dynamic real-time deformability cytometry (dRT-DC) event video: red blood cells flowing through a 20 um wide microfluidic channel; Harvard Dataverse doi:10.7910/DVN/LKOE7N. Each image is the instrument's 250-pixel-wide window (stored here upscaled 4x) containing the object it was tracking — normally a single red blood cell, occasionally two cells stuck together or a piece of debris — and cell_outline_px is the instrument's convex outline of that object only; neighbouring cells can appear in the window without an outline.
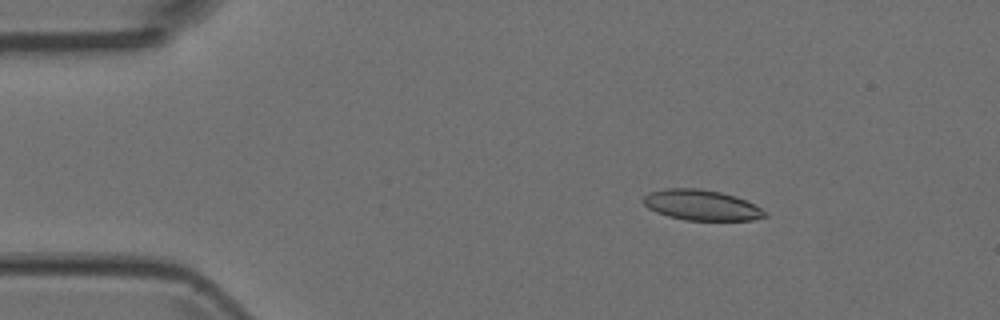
{"species": "Egyptian fruit bat (a non-hibernating species)", "species_latin": "Rousettus aegyptiacus", "temperature_condition": "room temperature", "stored_images_in_passage": 5, "camera_frame_rate_fps": 3000, "um_per_image_px": 0.085, "animal": {"sex": "female"}, "frame": {"image": 1, "passage_image": 3, "time_ms": 0.667, "image_size_px": [1000, 320], "cell_outline_px": [[768, 216], [752, 220], [684, 220], [668, 216], [656, 212], [648, 208], [644, 204], [644, 196], [648, 192], [664, 188], [700, 188], [720, 192], [736, 196], [768, 212]], "centroid_in_image_um": [59.61, 17.43], "position_along_channel_um": 25.4, "area_um2": 21.62}}
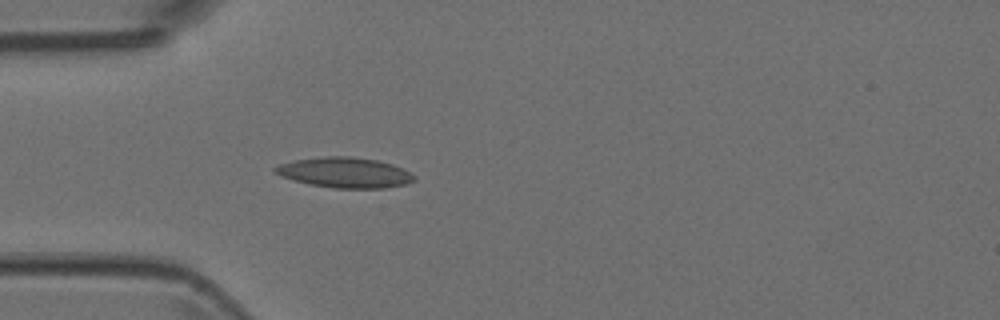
{"frame": {"image": 2, "passage_image": 5, "time_ms": 1.333, "image_size_px": [1000, 320], "cell_outline_px": [[416, 180], [404, 184], [384, 188], [332, 188], [308, 184], [280, 176], [272, 172], [272, 168], [280, 164], [292, 160], [324, 156], [348, 156], [376, 160], [392, 164], [412, 172], [416, 176]], "centroid_in_image_um": [29.28, 14.66], "position_along_channel_um": 55.7, "area_um2": 24.8}}